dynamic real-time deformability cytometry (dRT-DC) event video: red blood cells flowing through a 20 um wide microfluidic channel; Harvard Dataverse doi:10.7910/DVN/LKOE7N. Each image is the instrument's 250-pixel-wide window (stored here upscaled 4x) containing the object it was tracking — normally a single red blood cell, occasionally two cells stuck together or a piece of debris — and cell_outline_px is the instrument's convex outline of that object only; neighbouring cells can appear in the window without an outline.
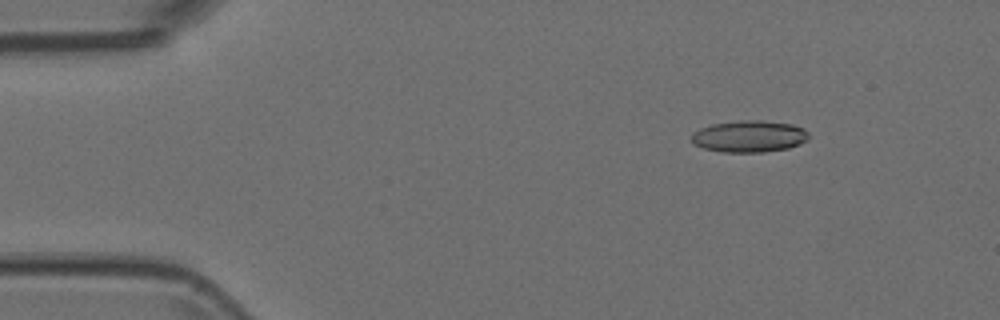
{"species": "Egyptian fruit bat (a non-hibernating species)", "species_latin": "Rousettus aegyptiacus", "temperature_condition": "room temperature", "stored_images_in_passage": 53, "camera_frame_rate_fps": 3000, "um_per_image_px": 0.085, "animal": {"sex": "female"}, "frame": {"image": 1, "passage_image": 7, "time_ms": 2.0, "image_size_px": [1000, 320], "cell_outline_px": [[808, 140], [800, 144], [788, 148], [764, 152], [724, 152], [704, 148], [696, 144], [692, 140], [692, 132], [700, 128], [712, 124], [740, 120], [760, 120], [792, 124], [804, 128], [808, 132]], "centroid_in_image_um": [63.71, 11.58], "position_along_channel_um": 21.3, "area_um2": 21.68}}
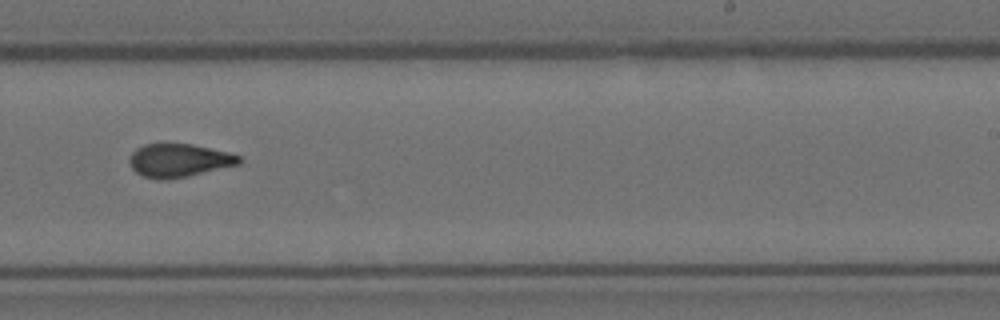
{"frame": {"image": 2, "passage_image": 33, "time_ms": 10.667, "image_size_px": [1000, 320], "cell_outline_px": [[244, 160], [240, 164], [188, 176], [168, 180], [160, 180], [144, 176], [136, 172], [132, 168], [128, 160], [132, 152], [136, 148], [144, 144], [192, 144], [228, 152], [240, 156]], "centroid_in_image_um": [15.22, 13.64], "position_along_channel_um": 273.8, "area_um2": 21.33}}
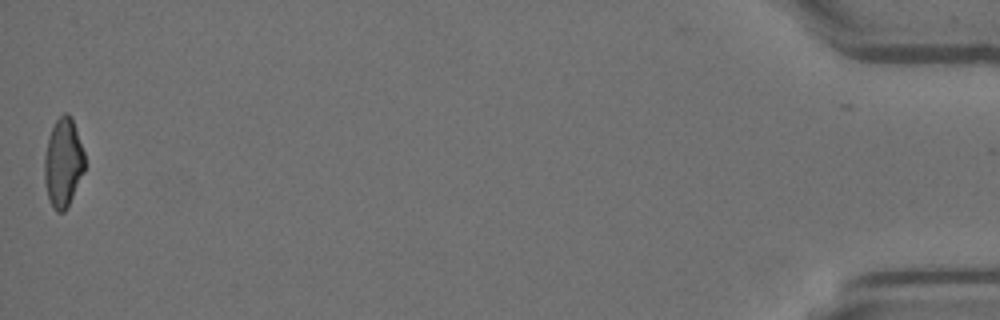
{"frame": {"image": 3, "passage_image": 53, "time_ms": 17.333, "image_size_px": [1000, 320], "cell_outline_px": [[84, 172], [68, 208], [64, 212], [56, 212], [52, 208], [48, 196], [44, 180], [44, 156], [48, 140], [52, 128], [56, 120], [64, 112], [68, 112], [72, 116], [84, 152]], "centroid_in_image_um": [5.37, 13.85], "position_along_channel_um": 429.8, "area_um2": 21.04}}